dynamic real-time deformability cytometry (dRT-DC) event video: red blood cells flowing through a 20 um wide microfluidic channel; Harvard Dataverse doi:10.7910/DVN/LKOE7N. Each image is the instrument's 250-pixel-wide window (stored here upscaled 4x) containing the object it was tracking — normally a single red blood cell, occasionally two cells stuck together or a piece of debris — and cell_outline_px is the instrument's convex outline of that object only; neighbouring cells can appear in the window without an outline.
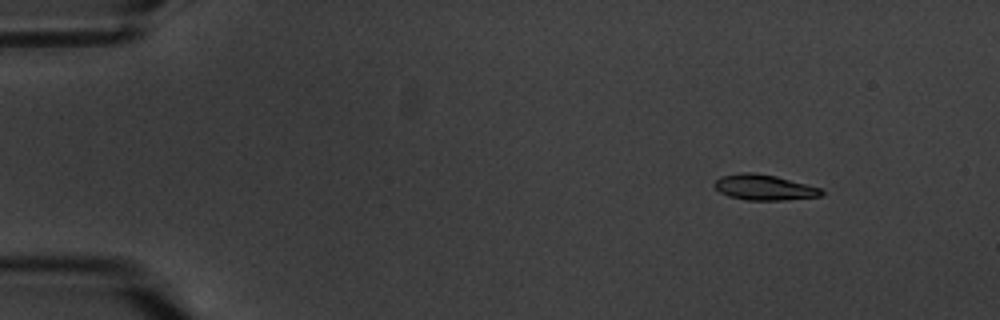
{"species": "common noctule bat (a hibernating species)", "species_latin": "Nyctalus noctula", "temperature_condition": "warm", "stored_images_in_passage": 15, "camera_frame_rate_fps": 3000, "um_per_image_px": 0.085, "animal": {"sex": "male", "body_mass_g": 20.1, "forearm_length_mm": 53.5}, "frame": {"image": 1, "passage_image": 2, "time_ms": 1.333, "image_size_px": [1000, 320], "cell_outline_px": [[824, 196], [784, 200], [744, 200], [728, 196], [720, 192], [712, 184], [720, 176], [740, 172], [756, 172], [776, 176], [820, 188], [824, 192]], "centroid_in_image_um": [64.93, 15.92], "position_along_channel_um": 20.1, "area_um2": 16.07}}
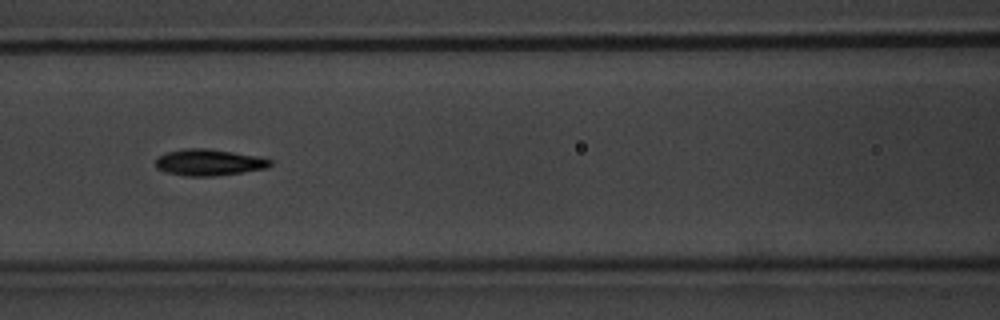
{"frame": {"image": 2, "passage_image": 7, "time_ms": 8.0, "image_size_px": [1000, 320], "cell_outline_px": [[272, 164], [268, 168], [216, 176], [184, 176], [168, 172], [156, 168], [156, 160], [160, 156], [168, 152], [184, 148], [208, 148], [256, 156], [272, 160]], "centroid_in_image_um": [17.77, 13.8], "position_along_channel_um": 148.8, "area_um2": 17.51}}
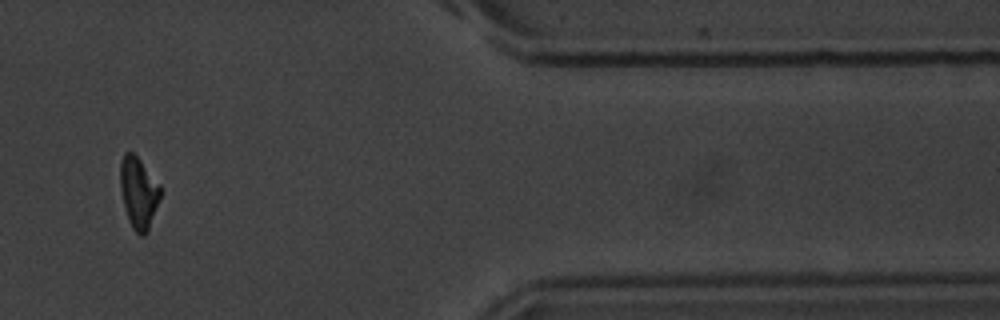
{"frame": {"image": 3, "passage_image": 14, "time_ms": 16.333, "image_size_px": [1000, 320], "cell_outline_px": [[160, 196], [148, 232], [144, 236], [140, 236], [132, 228], [128, 220], [120, 188], [120, 164], [124, 152], [132, 152], [140, 160], [160, 184]], "centroid_in_image_um": [11.77, 16.39], "position_along_channel_um": 399.6, "area_um2": 16.59}, "authors_computed_cell_mechanics": {"area_um2": 17.1666, "velocity_mm_per_s": 3.3869, "shape_relaxation_time_tau1_ms": 2.8114, "shape_relaxation_time_tau2_ms": 1.4704, "deformation_change_tau1": 0.1262, "deformation_change_tau2": 0.0598}}